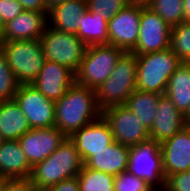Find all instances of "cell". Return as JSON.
<instances>
[{"label": "cell", "mask_w": 190, "mask_h": 191, "mask_svg": "<svg viewBox=\"0 0 190 191\" xmlns=\"http://www.w3.org/2000/svg\"><path fill=\"white\" fill-rule=\"evenodd\" d=\"M102 116L95 89L77 84L55 101V124L67 137Z\"/></svg>", "instance_id": "1"}, {"label": "cell", "mask_w": 190, "mask_h": 191, "mask_svg": "<svg viewBox=\"0 0 190 191\" xmlns=\"http://www.w3.org/2000/svg\"><path fill=\"white\" fill-rule=\"evenodd\" d=\"M83 165L75 144L67 137L50 156L32 167L29 179L36 191H44L77 176Z\"/></svg>", "instance_id": "2"}, {"label": "cell", "mask_w": 190, "mask_h": 191, "mask_svg": "<svg viewBox=\"0 0 190 191\" xmlns=\"http://www.w3.org/2000/svg\"><path fill=\"white\" fill-rule=\"evenodd\" d=\"M136 81L137 55L124 52L110 76L95 90L100 109L124 105L136 90Z\"/></svg>", "instance_id": "3"}, {"label": "cell", "mask_w": 190, "mask_h": 191, "mask_svg": "<svg viewBox=\"0 0 190 191\" xmlns=\"http://www.w3.org/2000/svg\"><path fill=\"white\" fill-rule=\"evenodd\" d=\"M181 63L170 47L154 53L137 55L136 89L165 94L170 76Z\"/></svg>", "instance_id": "4"}, {"label": "cell", "mask_w": 190, "mask_h": 191, "mask_svg": "<svg viewBox=\"0 0 190 191\" xmlns=\"http://www.w3.org/2000/svg\"><path fill=\"white\" fill-rule=\"evenodd\" d=\"M124 52L111 44L88 46L75 73V82L96 90L110 76Z\"/></svg>", "instance_id": "5"}, {"label": "cell", "mask_w": 190, "mask_h": 191, "mask_svg": "<svg viewBox=\"0 0 190 191\" xmlns=\"http://www.w3.org/2000/svg\"><path fill=\"white\" fill-rule=\"evenodd\" d=\"M0 49L19 84H31L36 79L45 62L40 39L0 42Z\"/></svg>", "instance_id": "6"}, {"label": "cell", "mask_w": 190, "mask_h": 191, "mask_svg": "<svg viewBox=\"0 0 190 191\" xmlns=\"http://www.w3.org/2000/svg\"><path fill=\"white\" fill-rule=\"evenodd\" d=\"M44 61H54L76 73L87 46L76 34L46 26L40 37Z\"/></svg>", "instance_id": "7"}, {"label": "cell", "mask_w": 190, "mask_h": 191, "mask_svg": "<svg viewBox=\"0 0 190 191\" xmlns=\"http://www.w3.org/2000/svg\"><path fill=\"white\" fill-rule=\"evenodd\" d=\"M128 171L146 181L156 191H163L166 179L160 144L149 140L130 147Z\"/></svg>", "instance_id": "8"}, {"label": "cell", "mask_w": 190, "mask_h": 191, "mask_svg": "<svg viewBox=\"0 0 190 191\" xmlns=\"http://www.w3.org/2000/svg\"><path fill=\"white\" fill-rule=\"evenodd\" d=\"M102 117L107 121L118 144L133 147L150 140L149 130L142 120L125 105L105 108Z\"/></svg>", "instance_id": "9"}, {"label": "cell", "mask_w": 190, "mask_h": 191, "mask_svg": "<svg viewBox=\"0 0 190 191\" xmlns=\"http://www.w3.org/2000/svg\"><path fill=\"white\" fill-rule=\"evenodd\" d=\"M15 101L26 115L31 129L54 127L55 102L31 84H19Z\"/></svg>", "instance_id": "10"}, {"label": "cell", "mask_w": 190, "mask_h": 191, "mask_svg": "<svg viewBox=\"0 0 190 191\" xmlns=\"http://www.w3.org/2000/svg\"><path fill=\"white\" fill-rule=\"evenodd\" d=\"M170 38L171 27L150 8L141 6L139 37L130 52L142 55L168 49Z\"/></svg>", "instance_id": "11"}, {"label": "cell", "mask_w": 190, "mask_h": 191, "mask_svg": "<svg viewBox=\"0 0 190 191\" xmlns=\"http://www.w3.org/2000/svg\"><path fill=\"white\" fill-rule=\"evenodd\" d=\"M141 6L128 4L108 20L109 44L130 52L138 41Z\"/></svg>", "instance_id": "12"}, {"label": "cell", "mask_w": 190, "mask_h": 191, "mask_svg": "<svg viewBox=\"0 0 190 191\" xmlns=\"http://www.w3.org/2000/svg\"><path fill=\"white\" fill-rule=\"evenodd\" d=\"M67 138L56 127L35 128L27 131L18 142L31 167L50 156Z\"/></svg>", "instance_id": "13"}, {"label": "cell", "mask_w": 190, "mask_h": 191, "mask_svg": "<svg viewBox=\"0 0 190 191\" xmlns=\"http://www.w3.org/2000/svg\"><path fill=\"white\" fill-rule=\"evenodd\" d=\"M75 83V73L54 61H45L36 79L31 83L49 100L62 98Z\"/></svg>", "instance_id": "14"}, {"label": "cell", "mask_w": 190, "mask_h": 191, "mask_svg": "<svg viewBox=\"0 0 190 191\" xmlns=\"http://www.w3.org/2000/svg\"><path fill=\"white\" fill-rule=\"evenodd\" d=\"M69 138L75 144L83 164L94 153L104 150L114 142L110 126L102 116L83 126Z\"/></svg>", "instance_id": "15"}, {"label": "cell", "mask_w": 190, "mask_h": 191, "mask_svg": "<svg viewBox=\"0 0 190 191\" xmlns=\"http://www.w3.org/2000/svg\"><path fill=\"white\" fill-rule=\"evenodd\" d=\"M47 25L48 19L44 12L24 10L3 25L0 42L38 40Z\"/></svg>", "instance_id": "16"}, {"label": "cell", "mask_w": 190, "mask_h": 191, "mask_svg": "<svg viewBox=\"0 0 190 191\" xmlns=\"http://www.w3.org/2000/svg\"><path fill=\"white\" fill-rule=\"evenodd\" d=\"M165 179L179 172L190 171V129L185 126L160 144Z\"/></svg>", "instance_id": "17"}, {"label": "cell", "mask_w": 190, "mask_h": 191, "mask_svg": "<svg viewBox=\"0 0 190 191\" xmlns=\"http://www.w3.org/2000/svg\"><path fill=\"white\" fill-rule=\"evenodd\" d=\"M185 126V116L176 108L166 94H162L156 109V116L149 130L150 140L159 144L173 137Z\"/></svg>", "instance_id": "18"}, {"label": "cell", "mask_w": 190, "mask_h": 191, "mask_svg": "<svg viewBox=\"0 0 190 191\" xmlns=\"http://www.w3.org/2000/svg\"><path fill=\"white\" fill-rule=\"evenodd\" d=\"M32 167L18 140H5L0 145V177L4 179L29 178Z\"/></svg>", "instance_id": "19"}, {"label": "cell", "mask_w": 190, "mask_h": 191, "mask_svg": "<svg viewBox=\"0 0 190 191\" xmlns=\"http://www.w3.org/2000/svg\"><path fill=\"white\" fill-rule=\"evenodd\" d=\"M130 147L118 144L116 141L104 150L94 153L84 166L102 171L114 176L128 170Z\"/></svg>", "instance_id": "20"}, {"label": "cell", "mask_w": 190, "mask_h": 191, "mask_svg": "<svg viewBox=\"0 0 190 191\" xmlns=\"http://www.w3.org/2000/svg\"><path fill=\"white\" fill-rule=\"evenodd\" d=\"M87 10L86 0H67L48 11V26L66 33L77 34L81 25L80 15Z\"/></svg>", "instance_id": "21"}, {"label": "cell", "mask_w": 190, "mask_h": 191, "mask_svg": "<svg viewBox=\"0 0 190 191\" xmlns=\"http://www.w3.org/2000/svg\"><path fill=\"white\" fill-rule=\"evenodd\" d=\"M31 129L15 99L0 102V133L5 140H18Z\"/></svg>", "instance_id": "22"}, {"label": "cell", "mask_w": 190, "mask_h": 191, "mask_svg": "<svg viewBox=\"0 0 190 191\" xmlns=\"http://www.w3.org/2000/svg\"><path fill=\"white\" fill-rule=\"evenodd\" d=\"M165 94L185 116L190 109V63L182 62L170 76Z\"/></svg>", "instance_id": "23"}, {"label": "cell", "mask_w": 190, "mask_h": 191, "mask_svg": "<svg viewBox=\"0 0 190 191\" xmlns=\"http://www.w3.org/2000/svg\"><path fill=\"white\" fill-rule=\"evenodd\" d=\"M81 25L76 36L85 45L109 44L108 21L102 18L101 14L93 13L88 9L80 15Z\"/></svg>", "instance_id": "24"}, {"label": "cell", "mask_w": 190, "mask_h": 191, "mask_svg": "<svg viewBox=\"0 0 190 191\" xmlns=\"http://www.w3.org/2000/svg\"><path fill=\"white\" fill-rule=\"evenodd\" d=\"M162 94L143 92L136 89L126 100L125 106L142 120L143 125L150 130L155 116L159 98Z\"/></svg>", "instance_id": "25"}, {"label": "cell", "mask_w": 190, "mask_h": 191, "mask_svg": "<svg viewBox=\"0 0 190 191\" xmlns=\"http://www.w3.org/2000/svg\"><path fill=\"white\" fill-rule=\"evenodd\" d=\"M114 178V175L84 165L77 175L80 191H115Z\"/></svg>", "instance_id": "26"}, {"label": "cell", "mask_w": 190, "mask_h": 191, "mask_svg": "<svg viewBox=\"0 0 190 191\" xmlns=\"http://www.w3.org/2000/svg\"><path fill=\"white\" fill-rule=\"evenodd\" d=\"M183 0H153L148 6L170 27L185 21Z\"/></svg>", "instance_id": "27"}, {"label": "cell", "mask_w": 190, "mask_h": 191, "mask_svg": "<svg viewBox=\"0 0 190 191\" xmlns=\"http://www.w3.org/2000/svg\"><path fill=\"white\" fill-rule=\"evenodd\" d=\"M170 48L185 63H190V22L171 27Z\"/></svg>", "instance_id": "28"}, {"label": "cell", "mask_w": 190, "mask_h": 191, "mask_svg": "<svg viewBox=\"0 0 190 191\" xmlns=\"http://www.w3.org/2000/svg\"><path fill=\"white\" fill-rule=\"evenodd\" d=\"M19 83L11 70L7 57L0 49V102L15 98Z\"/></svg>", "instance_id": "29"}, {"label": "cell", "mask_w": 190, "mask_h": 191, "mask_svg": "<svg viewBox=\"0 0 190 191\" xmlns=\"http://www.w3.org/2000/svg\"><path fill=\"white\" fill-rule=\"evenodd\" d=\"M86 2L89 11L101 14L106 21L130 4L129 0H86Z\"/></svg>", "instance_id": "30"}, {"label": "cell", "mask_w": 190, "mask_h": 191, "mask_svg": "<svg viewBox=\"0 0 190 191\" xmlns=\"http://www.w3.org/2000/svg\"><path fill=\"white\" fill-rule=\"evenodd\" d=\"M115 191H156L143 179L133 175L128 170L114 178Z\"/></svg>", "instance_id": "31"}, {"label": "cell", "mask_w": 190, "mask_h": 191, "mask_svg": "<svg viewBox=\"0 0 190 191\" xmlns=\"http://www.w3.org/2000/svg\"><path fill=\"white\" fill-rule=\"evenodd\" d=\"M163 191H190V171L168 176Z\"/></svg>", "instance_id": "32"}, {"label": "cell", "mask_w": 190, "mask_h": 191, "mask_svg": "<svg viewBox=\"0 0 190 191\" xmlns=\"http://www.w3.org/2000/svg\"><path fill=\"white\" fill-rule=\"evenodd\" d=\"M23 11V6L17 0H0V19L2 28L5 23L15 19Z\"/></svg>", "instance_id": "33"}, {"label": "cell", "mask_w": 190, "mask_h": 191, "mask_svg": "<svg viewBox=\"0 0 190 191\" xmlns=\"http://www.w3.org/2000/svg\"><path fill=\"white\" fill-rule=\"evenodd\" d=\"M1 191H36L29 178L6 179Z\"/></svg>", "instance_id": "34"}, {"label": "cell", "mask_w": 190, "mask_h": 191, "mask_svg": "<svg viewBox=\"0 0 190 191\" xmlns=\"http://www.w3.org/2000/svg\"><path fill=\"white\" fill-rule=\"evenodd\" d=\"M44 191H80L77 176L60 181Z\"/></svg>", "instance_id": "35"}, {"label": "cell", "mask_w": 190, "mask_h": 191, "mask_svg": "<svg viewBox=\"0 0 190 191\" xmlns=\"http://www.w3.org/2000/svg\"><path fill=\"white\" fill-rule=\"evenodd\" d=\"M24 10L44 12L48 16V7L45 0H17Z\"/></svg>", "instance_id": "36"}, {"label": "cell", "mask_w": 190, "mask_h": 191, "mask_svg": "<svg viewBox=\"0 0 190 191\" xmlns=\"http://www.w3.org/2000/svg\"><path fill=\"white\" fill-rule=\"evenodd\" d=\"M185 21L190 22V0H183Z\"/></svg>", "instance_id": "37"}, {"label": "cell", "mask_w": 190, "mask_h": 191, "mask_svg": "<svg viewBox=\"0 0 190 191\" xmlns=\"http://www.w3.org/2000/svg\"><path fill=\"white\" fill-rule=\"evenodd\" d=\"M153 0H129L130 4H135L142 7H148Z\"/></svg>", "instance_id": "38"}, {"label": "cell", "mask_w": 190, "mask_h": 191, "mask_svg": "<svg viewBox=\"0 0 190 191\" xmlns=\"http://www.w3.org/2000/svg\"><path fill=\"white\" fill-rule=\"evenodd\" d=\"M65 1H67V0H45V2L47 3L48 10L51 7H53V6L57 5V4L63 3Z\"/></svg>", "instance_id": "39"}, {"label": "cell", "mask_w": 190, "mask_h": 191, "mask_svg": "<svg viewBox=\"0 0 190 191\" xmlns=\"http://www.w3.org/2000/svg\"><path fill=\"white\" fill-rule=\"evenodd\" d=\"M185 122H186V124H187V123H190V109H189V111L187 112V114L185 115Z\"/></svg>", "instance_id": "40"}, {"label": "cell", "mask_w": 190, "mask_h": 191, "mask_svg": "<svg viewBox=\"0 0 190 191\" xmlns=\"http://www.w3.org/2000/svg\"><path fill=\"white\" fill-rule=\"evenodd\" d=\"M5 180H6V179L0 177V191H1L2 187H3V184H4V181H5Z\"/></svg>", "instance_id": "41"}, {"label": "cell", "mask_w": 190, "mask_h": 191, "mask_svg": "<svg viewBox=\"0 0 190 191\" xmlns=\"http://www.w3.org/2000/svg\"><path fill=\"white\" fill-rule=\"evenodd\" d=\"M5 141V139L2 137L1 133H0V145Z\"/></svg>", "instance_id": "42"}, {"label": "cell", "mask_w": 190, "mask_h": 191, "mask_svg": "<svg viewBox=\"0 0 190 191\" xmlns=\"http://www.w3.org/2000/svg\"><path fill=\"white\" fill-rule=\"evenodd\" d=\"M2 31V22H1V19H0V33Z\"/></svg>", "instance_id": "43"}]
</instances>
